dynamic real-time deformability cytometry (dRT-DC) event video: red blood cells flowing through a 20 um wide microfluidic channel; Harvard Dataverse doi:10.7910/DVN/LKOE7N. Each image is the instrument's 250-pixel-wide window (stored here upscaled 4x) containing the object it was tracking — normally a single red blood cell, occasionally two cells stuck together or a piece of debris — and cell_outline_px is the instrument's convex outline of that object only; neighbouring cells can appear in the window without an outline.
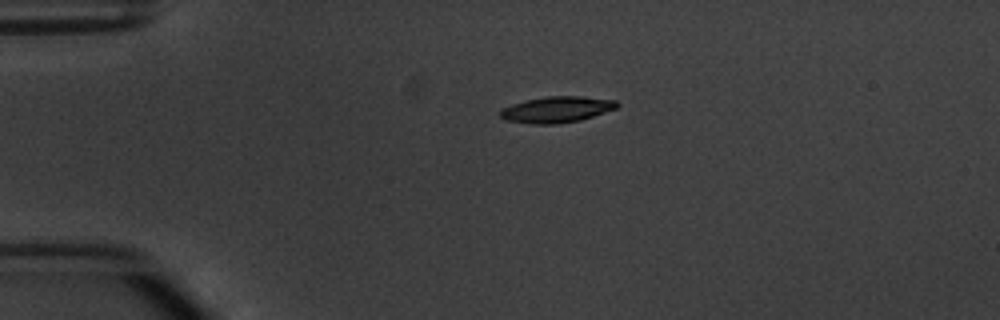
{"species": "common noctule bat (a hibernating species)", "species_latin": "Nyctalus noctula", "temperature_condition": "warm", "stored_images_in_passage": 4, "camera_frame_rate_fps": 3000, "um_per_image_px": 0.085, "animal": {"sex": "male", "body_mass_g": 20.1, "forearm_length_mm": 53.5}, "frame": {"image": 1, "passage_image": 4, "time_ms": 3.333, "image_size_px": [1000, 320], "cell_outline_px": [[620, 104], [616, 108], [580, 120], [556, 124], [532, 124], [508, 120], [500, 116], [500, 108], [512, 104], [528, 100], [548, 96], [580, 96], [616, 100]], "centroid_in_image_um": [47.32, 9.3], "position_along_channel_um": 37.7, "area_um2": 17.57}}